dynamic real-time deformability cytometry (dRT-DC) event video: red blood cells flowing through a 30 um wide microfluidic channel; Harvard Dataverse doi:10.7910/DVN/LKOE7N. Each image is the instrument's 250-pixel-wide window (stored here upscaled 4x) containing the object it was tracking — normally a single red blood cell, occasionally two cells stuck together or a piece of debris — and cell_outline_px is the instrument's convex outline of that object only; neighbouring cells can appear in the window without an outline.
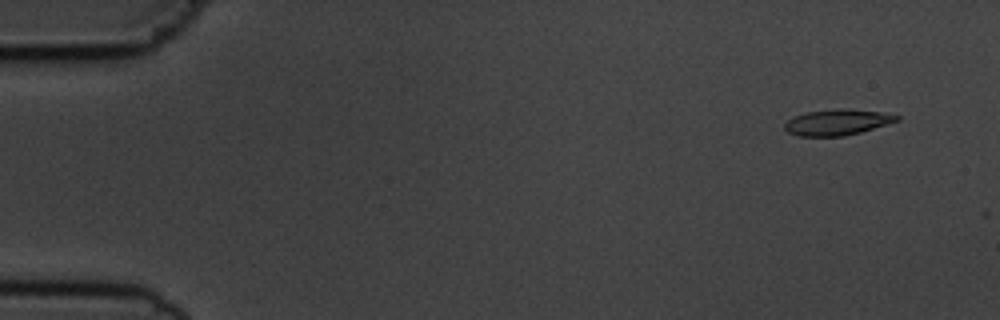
{"species": "common noctule bat (a hibernating species)", "species_latin": "Nyctalus noctula", "temperature_condition": "cold", "stored_images_in_passage": 3, "camera_frame_rate_fps": 3000, "um_per_image_px": 0.085, "animal": {"sex": "male", "body_mass_g": 19.5, "forearm_length_mm": 54.6}, "frame": {"image": 1, "passage_image": 1, "time_ms": 0.0, "image_size_px": [1000, 320], "cell_outline_px": [[900, 120], [860, 132], [844, 136], [800, 136], [788, 132], [784, 128], [784, 124], [788, 120], [804, 112], [844, 108], [848, 108], [880, 112], [900, 116]], "centroid_in_image_um": [71.16, 10.39], "position_along_channel_um": 13.8, "area_um2": 16.76}}